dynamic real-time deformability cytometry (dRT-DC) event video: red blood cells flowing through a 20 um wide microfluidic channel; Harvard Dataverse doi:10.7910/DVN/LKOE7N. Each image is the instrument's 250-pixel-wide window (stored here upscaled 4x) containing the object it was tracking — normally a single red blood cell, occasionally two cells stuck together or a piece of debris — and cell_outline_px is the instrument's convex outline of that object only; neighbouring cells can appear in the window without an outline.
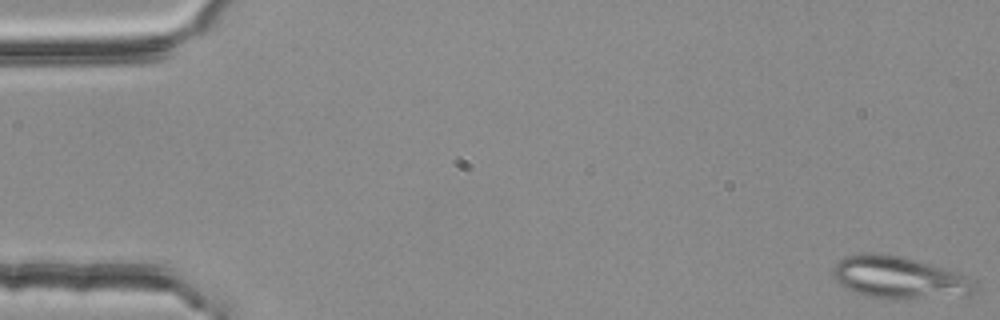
{"species": "common noctule bat (a hibernating species)", "species_latin": "Nyctalus noctula", "temperature_condition": "room temperature", "stored_images_in_passage": 15, "camera_frame_rate_fps": 3000, "um_per_image_px": 0.085, "animal": {"sex": "female", "body_mass_g": 25.1}, "frame": {"image": 1, "passage_image": 1, "time_ms": 0.0, "image_size_px": [1000, 320], "cell_outline_px": [[980, 292], [972, 296], [908, 300], [868, 296], [844, 288], [832, 276], [832, 268], [844, 256], [864, 252], [876, 252], [900, 256], [916, 260], [952, 272], [960, 276], [972, 284]], "centroid_in_image_um": [76.38, 23.62], "position_along_channel_um": 8.6, "area_um2": 34.91}}